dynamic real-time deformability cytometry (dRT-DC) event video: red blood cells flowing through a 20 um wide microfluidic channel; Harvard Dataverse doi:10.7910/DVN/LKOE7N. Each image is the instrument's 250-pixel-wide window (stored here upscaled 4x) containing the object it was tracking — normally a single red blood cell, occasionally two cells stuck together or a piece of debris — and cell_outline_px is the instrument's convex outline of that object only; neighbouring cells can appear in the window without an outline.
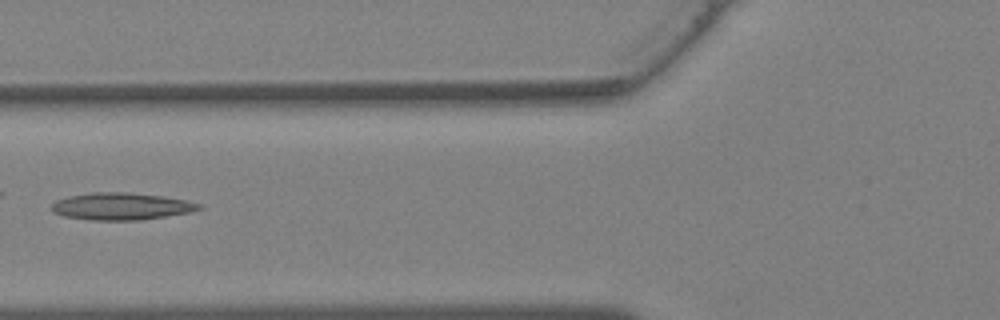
{"species": "Egyptian fruit bat (a non-hibernating species)", "species_latin": "Rousettus aegyptiacus", "temperature_condition": "warm", "stored_images_in_passage": 24, "camera_frame_rate_fps": 3000, "um_per_image_px": 0.085, "animal": {"sex": "female"}, "frame": {"image": 1, "passage_image": 6, "time_ms": 1.667, "image_size_px": [1000, 320], "cell_outline_px": [[204, 208], [192, 212], [140, 220], [92, 220], [64, 216], [52, 212], [52, 204], [56, 200], [68, 196], [92, 192], [124, 192], [160, 196], [184, 200], [200, 204]], "centroid_in_image_um": [10.29, 17.54], "position_along_channel_um": 115.5, "area_um2": 23.18}}
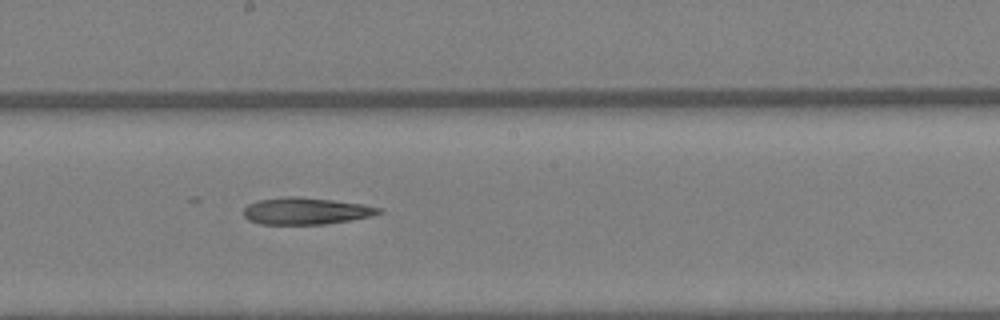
{"frame": {"image": 2, "passage_image": 12, "time_ms": 3.667, "image_size_px": [1000, 320], "cell_outline_px": [[384, 212], [372, 216], [324, 224], [260, 224], [248, 220], [244, 216], [244, 208], [248, 204], [256, 200], [288, 196], [300, 196], [364, 204], [380, 208]], "centroid_in_image_um": [25.98, 17.93], "position_along_channel_um": 222.2, "area_um2": 21.21}}
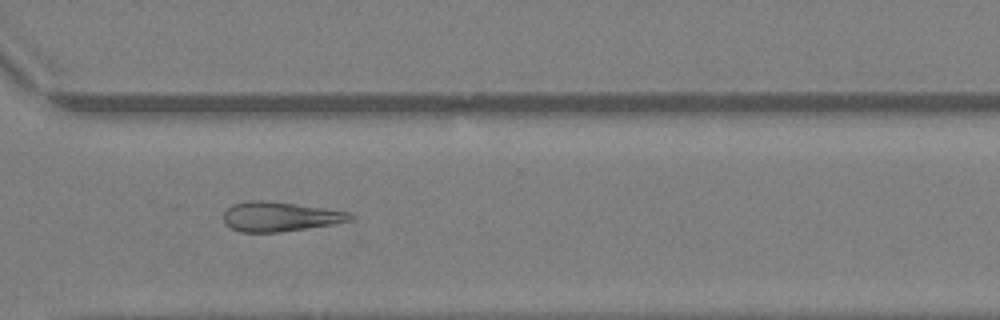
{"frame": {"image": 3, "passage_image": 19, "time_ms": 6.0, "image_size_px": [1000, 320], "cell_outline_px": [[356, 216], [352, 220], [332, 224], [280, 232], [240, 232], [224, 224], [224, 212], [232, 204], [248, 200], [268, 200], [296, 204], [348, 212]], "centroid_in_image_um": [23.76, 18.4], "position_along_channel_um": 346.8, "area_um2": 21.79}}